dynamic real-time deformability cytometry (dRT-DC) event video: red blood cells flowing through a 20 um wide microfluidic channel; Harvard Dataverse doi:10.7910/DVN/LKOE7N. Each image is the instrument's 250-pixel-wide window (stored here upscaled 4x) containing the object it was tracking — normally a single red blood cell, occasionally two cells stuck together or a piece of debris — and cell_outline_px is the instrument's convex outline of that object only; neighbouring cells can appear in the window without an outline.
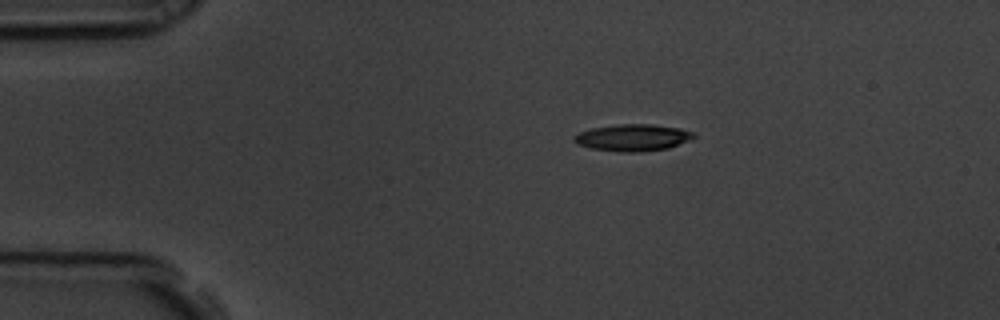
{"species": "common noctule bat (a hibernating species)", "species_latin": "Nyctalus noctula", "temperature_condition": "room temperature", "stored_images_in_passage": 47, "camera_frame_rate_fps": 3000, "um_per_image_px": 0.085, "animal": {"sex": "male", "body_mass_g": 19.5, "forearm_length_mm": 54.6}, "frame": {"image": 1, "passage_image": 1, "time_ms": 0.0, "image_size_px": [1000, 320], "cell_outline_px": [[696, 136], [688, 140], [668, 148], [640, 152], [620, 152], [592, 148], [576, 144], [572, 140], [572, 136], [580, 132], [592, 128], [620, 124], [652, 124], [680, 128], [696, 132]], "centroid_in_image_um": [53.78, 11.69], "position_along_channel_um": 31.2, "area_um2": 18.73}}
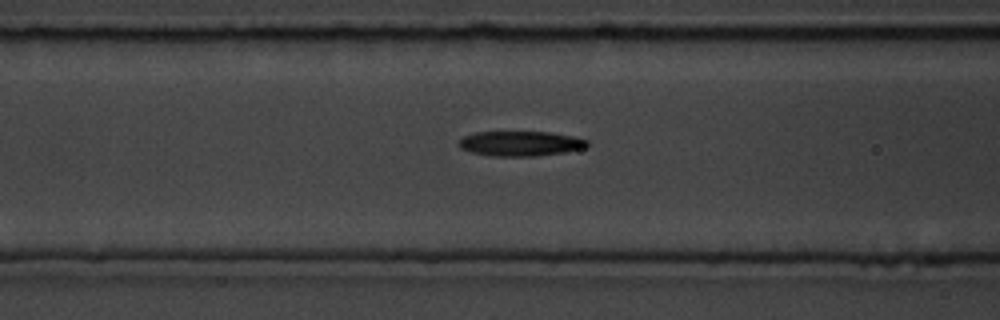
{"frame": {"image": 2, "passage_image": 13, "time_ms": 4.0, "image_size_px": [1000, 320], "cell_outline_px": [[588, 144], [580, 148], [564, 152], [532, 156], [492, 156], [472, 152], [460, 148], [460, 140], [464, 136], [476, 132], [548, 132], [572, 136], [588, 140]], "centroid_in_image_um": [44.21, 12.2], "position_along_channel_um": 122.4, "area_um2": 18.26}}
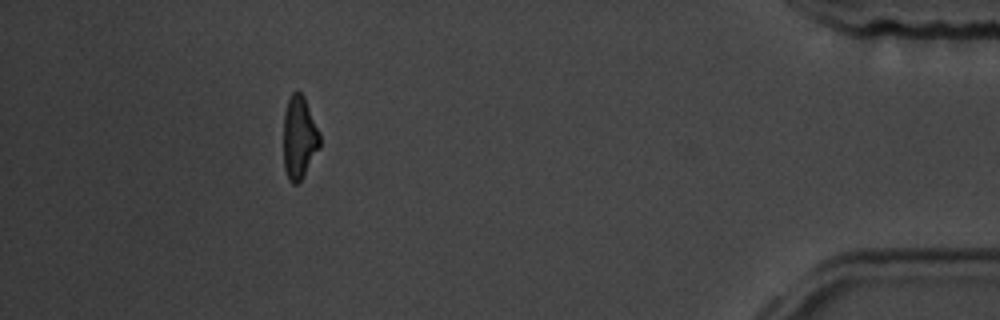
{"frame": {"image": 3, "passage_image": 42, "time_ms": 13.667, "image_size_px": [1000, 320], "cell_outline_px": [[320, 148], [300, 180], [296, 184], [292, 184], [288, 180], [284, 168], [284, 112], [288, 100], [292, 92], [300, 92], [304, 96], [320, 132]], "centroid_in_image_um": [25.44, 11.69], "position_along_channel_um": 409.8, "area_um2": 17.51}, "authors_computed_cell_mechanics": {"area_um2": 18.6694, "velocity_mm_per_s": 3.5669, "shape_relaxation_time_tau1_ms": 4.2196, "shape_relaxation_time_tau2_ms": 4.3813, "deformation_change_tau1": 0.1433, "deformation_change_tau2": 0.136}}